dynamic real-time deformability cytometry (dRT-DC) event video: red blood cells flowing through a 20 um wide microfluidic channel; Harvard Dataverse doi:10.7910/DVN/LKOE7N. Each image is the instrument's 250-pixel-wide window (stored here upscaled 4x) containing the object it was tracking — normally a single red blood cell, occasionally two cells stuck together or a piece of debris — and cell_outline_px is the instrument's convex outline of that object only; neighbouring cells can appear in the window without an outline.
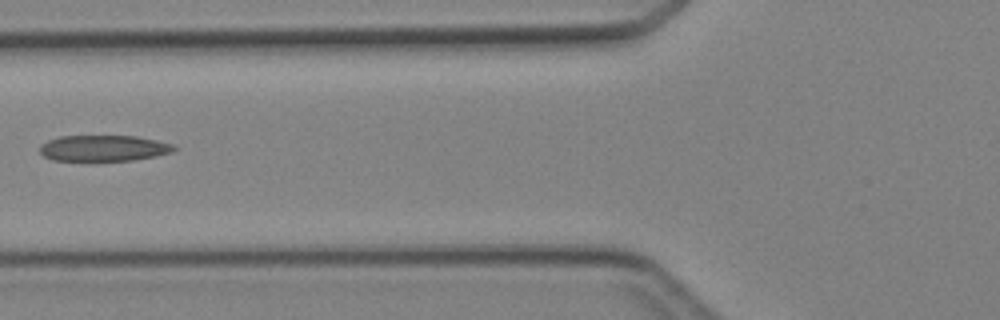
{"species": "Egyptian fruit bat (a non-hibernating species)", "species_latin": "Rousettus aegyptiacus", "temperature_condition": "cold", "stored_images_in_passage": 6, "camera_frame_rate_fps": 3000, "um_per_image_px": 0.085, "animal": {"sex": "female"}, "frame": {"image": 1, "passage_image": 6, "time_ms": 5.667, "image_size_px": [1000, 320], "cell_outline_px": [[176, 148], [172, 152], [156, 156], [132, 160], [52, 160], [44, 156], [40, 152], [40, 144], [48, 140], [60, 136], [136, 136], [156, 140], [172, 144]], "centroid_in_image_um": [8.79, 12.59], "position_along_channel_um": 117.0, "area_um2": 20.17}}